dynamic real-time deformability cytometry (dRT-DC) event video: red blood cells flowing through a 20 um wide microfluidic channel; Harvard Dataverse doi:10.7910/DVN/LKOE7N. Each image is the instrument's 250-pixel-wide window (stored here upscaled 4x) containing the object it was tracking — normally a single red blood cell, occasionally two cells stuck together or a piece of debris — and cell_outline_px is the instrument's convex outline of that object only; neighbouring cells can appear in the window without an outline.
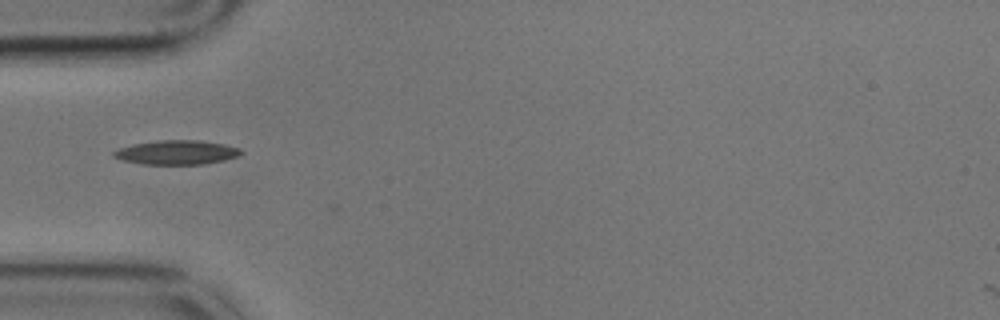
{"species": "common noctule bat (a hibernating species)", "species_latin": "Nyctalus noctula", "temperature_condition": "cold", "stored_images_in_passage": 3, "camera_frame_rate_fps": 3000, "um_per_image_px": 0.085, "animal": {"sex": "male", "body_mass_g": 17.9}, "frame": {"image": 1, "passage_image": 1, "time_ms": 0.0, "image_size_px": [1000, 320], "cell_outline_px": [[244, 152], [236, 156], [224, 160], [200, 164], [144, 164], [124, 160], [112, 156], [112, 152], [120, 148], [132, 144], [156, 140], [200, 140], [224, 144], [240, 148]], "centroid_in_image_um": [15.01, 12.94], "position_along_channel_um": 70.0, "area_um2": 17.86}}